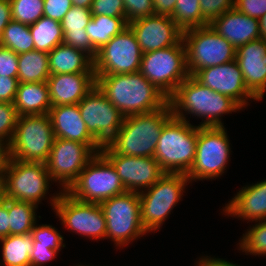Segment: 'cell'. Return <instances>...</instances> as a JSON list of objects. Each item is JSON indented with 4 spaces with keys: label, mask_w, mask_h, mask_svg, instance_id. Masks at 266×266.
Instances as JSON below:
<instances>
[{
    "label": "cell",
    "mask_w": 266,
    "mask_h": 266,
    "mask_svg": "<svg viewBox=\"0 0 266 266\" xmlns=\"http://www.w3.org/2000/svg\"><path fill=\"white\" fill-rule=\"evenodd\" d=\"M96 85L124 117L158 110L168 102L140 72L96 75Z\"/></svg>",
    "instance_id": "cell-1"
},
{
    "label": "cell",
    "mask_w": 266,
    "mask_h": 266,
    "mask_svg": "<svg viewBox=\"0 0 266 266\" xmlns=\"http://www.w3.org/2000/svg\"><path fill=\"white\" fill-rule=\"evenodd\" d=\"M168 101L174 117L184 121H188L186 119L188 114L199 117L203 122L198 126L203 127L224 126L221 121L223 114L227 115L242 109L230 97L202 85L192 75L180 83Z\"/></svg>",
    "instance_id": "cell-2"
},
{
    "label": "cell",
    "mask_w": 266,
    "mask_h": 266,
    "mask_svg": "<svg viewBox=\"0 0 266 266\" xmlns=\"http://www.w3.org/2000/svg\"><path fill=\"white\" fill-rule=\"evenodd\" d=\"M172 116L168 101L158 110L124 117L121 128L107 145L117 154L154 157L162 127Z\"/></svg>",
    "instance_id": "cell-3"
},
{
    "label": "cell",
    "mask_w": 266,
    "mask_h": 266,
    "mask_svg": "<svg viewBox=\"0 0 266 266\" xmlns=\"http://www.w3.org/2000/svg\"><path fill=\"white\" fill-rule=\"evenodd\" d=\"M172 116L162 127L154 153L164 173L186 174L196 154L198 126Z\"/></svg>",
    "instance_id": "cell-4"
},
{
    "label": "cell",
    "mask_w": 266,
    "mask_h": 266,
    "mask_svg": "<svg viewBox=\"0 0 266 266\" xmlns=\"http://www.w3.org/2000/svg\"><path fill=\"white\" fill-rule=\"evenodd\" d=\"M55 140L49 114L18 116L7 158L46 163Z\"/></svg>",
    "instance_id": "cell-5"
},
{
    "label": "cell",
    "mask_w": 266,
    "mask_h": 266,
    "mask_svg": "<svg viewBox=\"0 0 266 266\" xmlns=\"http://www.w3.org/2000/svg\"><path fill=\"white\" fill-rule=\"evenodd\" d=\"M187 183L190 180L186 174L164 173L154 185L139 193L141 221L148 233L160 229L182 199Z\"/></svg>",
    "instance_id": "cell-6"
},
{
    "label": "cell",
    "mask_w": 266,
    "mask_h": 266,
    "mask_svg": "<svg viewBox=\"0 0 266 266\" xmlns=\"http://www.w3.org/2000/svg\"><path fill=\"white\" fill-rule=\"evenodd\" d=\"M1 167L4 173L5 198L30 202L37 206L42 203L53 181L45 163L24 162L5 156Z\"/></svg>",
    "instance_id": "cell-7"
},
{
    "label": "cell",
    "mask_w": 266,
    "mask_h": 266,
    "mask_svg": "<svg viewBox=\"0 0 266 266\" xmlns=\"http://www.w3.org/2000/svg\"><path fill=\"white\" fill-rule=\"evenodd\" d=\"M106 219V238L117 247L148 233L142 224L139 193L125 192L99 203Z\"/></svg>",
    "instance_id": "cell-8"
},
{
    "label": "cell",
    "mask_w": 266,
    "mask_h": 266,
    "mask_svg": "<svg viewBox=\"0 0 266 266\" xmlns=\"http://www.w3.org/2000/svg\"><path fill=\"white\" fill-rule=\"evenodd\" d=\"M182 40L189 75L236 59V48L210 25L184 30Z\"/></svg>",
    "instance_id": "cell-9"
},
{
    "label": "cell",
    "mask_w": 266,
    "mask_h": 266,
    "mask_svg": "<svg viewBox=\"0 0 266 266\" xmlns=\"http://www.w3.org/2000/svg\"><path fill=\"white\" fill-rule=\"evenodd\" d=\"M139 72L169 99L190 76L183 40L174 46L144 53Z\"/></svg>",
    "instance_id": "cell-10"
},
{
    "label": "cell",
    "mask_w": 266,
    "mask_h": 266,
    "mask_svg": "<svg viewBox=\"0 0 266 266\" xmlns=\"http://www.w3.org/2000/svg\"><path fill=\"white\" fill-rule=\"evenodd\" d=\"M66 192L83 202L101 203L127 191L114 166L100 152L89 161Z\"/></svg>",
    "instance_id": "cell-11"
},
{
    "label": "cell",
    "mask_w": 266,
    "mask_h": 266,
    "mask_svg": "<svg viewBox=\"0 0 266 266\" xmlns=\"http://www.w3.org/2000/svg\"><path fill=\"white\" fill-rule=\"evenodd\" d=\"M224 126H198L195 159L187 173L190 182L221 176L230 160L231 147Z\"/></svg>",
    "instance_id": "cell-12"
},
{
    "label": "cell",
    "mask_w": 266,
    "mask_h": 266,
    "mask_svg": "<svg viewBox=\"0 0 266 266\" xmlns=\"http://www.w3.org/2000/svg\"><path fill=\"white\" fill-rule=\"evenodd\" d=\"M50 201L65 228L89 239H106V219L99 203L77 200L62 190L51 196Z\"/></svg>",
    "instance_id": "cell-13"
},
{
    "label": "cell",
    "mask_w": 266,
    "mask_h": 266,
    "mask_svg": "<svg viewBox=\"0 0 266 266\" xmlns=\"http://www.w3.org/2000/svg\"><path fill=\"white\" fill-rule=\"evenodd\" d=\"M142 55L134 32L127 26L97 51L93 59L95 75L139 72Z\"/></svg>",
    "instance_id": "cell-14"
},
{
    "label": "cell",
    "mask_w": 266,
    "mask_h": 266,
    "mask_svg": "<svg viewBox=\"0 0 266 266\" xmlns=\"http://www.w3.org/2000/svg\"><path fill=\"white\" fill-rule=\"evenodd\" d=\"M95 155L87 144L55 138L45 164L53 182L67 191Z\"/></svg>",
    "instance_id": "cell-15"
},
{
    "label": "cell",
    "mask_w": 266,
    "mask_h": 266,
    "mask_svg": "<svg viewBox=\"0 0 266 266\" xmlns=\"http://www.w3.org/2000/svg\"><path fill=\"white\" fill-rule=\"evenodd\" d=\"M78 106L89 133L102 146L108 144L122 126L124 119L122 113L97 85L86 94Z\"/></svg>",
    "instance_id": "cell-16"
},
{
    "label": "cell",
    "mask_w": 266,
    "mask_h": 266,
    "mask_svg": "<svg viewBox=\"0 0 266 266\" xmlns=\"http://www.w3.org/2000/svg\"><path fill=\"white\" fill-rule=\"evenodd\" d=\"M101 153L116 169L126 191L141 193L164 174L154 157L117 154L107 144L102 146Z\"/></svg>",
    "instance_id": "cell-17"
},
{
    "label": "cell",
    "mask_w": 266,
    "mask_h": 266,
    "mask_svg": "<svg viewBox=\"0 0 266 266\" xmlns=\"http://www.w3.org/2000/svg\"><path fill=\"white\" fill-rule=\"evenodd\" d=\"M202 85L234 100L241 108L248 106V100L259 101L245 86L242 71L235 60L196 71L192 75Z\"/></svg>",
    "instance_id": "cell-18"
},
{
    "label": "cell",
    "mask_w": 266,
    "mask_h": 266,
    "mask_svg": "<svg viewBox=\"0 0 266 266\" xmlns=\"http://www.w3.org/2000/svg\"><path fill=\"white\" fill-rule=\"evenodd\" d=\"M142 53L174 46L182 40L183 30L166 15H151L128 23Z\"/></svg>",
    "instance_id": "cell-19"
},
{
    "label": "cell",
    "mask_w": 266,
    "mask_h": 266,
    "mask_svg": "<svg viewBox=\"0 0 266 266\" xmlns=\"http://www.w3.org/2000/svg\"><path fill=\"white\" fill-rule=\"evenodd\" d=\"M236 61L247 89L262 100L266 92V40H252L236 49Z\"/></svg>",
    "instance_id": "cell-20"
},
{
    "label": "cell",
    "mask_w": 266,
    "mask_h": 266,
    "mask_svg": "<svg viewBox=\"0 0 266 266\" xmlns=\"http://www.w3.org/2000/svg\"><path fill=\"white\" fill-rule=\"evenodd\" d=\"M55 138L87 144L96 154L102 145L89 133L78 104L51 107L49 111Z\"/></svg>",
    "instance_id": "cell-21"
},
{
    "label": "cell",
    "mask_w": 266,
    "mask_h": 266,
    "mask_svg": "<svg viewBox=\"0 0 266 266\" xmlns=\"http://www.w3.org/2000/svg\"><path fill=\"white\" fill-rule=\"evenodd\" d=\"M52 107L78 104L96 86L95 73L50 75L47 79Z\"/></svg>",
    "instance_id": "cell-22"
},
{
    "label": "cell",
    "mask_w": 266,
    "mask_h": 266,
    "mask_svg": "<svg viewBox=\"0 0 266 266\" xmlns=\"http://www.w3.org/2000/svg\"><path fill=\"white\" fill-rule=\"evenodd\" d=\"M209 25L236 49L261 38L259 19L243 14L235 8L226 11Z\"/></svg>",
    "instance_id": "cell-23"
},
{
    "label": "cell",
    "mask_w": 266,
    "mask_h": 266,
    "mask_svg": "<svg viewBox=\"0 0 266 266\" xmlns=\"http://www.w3.org/2000/svg\"><path fill=\"white\" fill-rule=\"evenodd\" d=\"M222 210L227 216L243 220H266V179L243 186Z\"/></svg>",
    "instance_id": "cell-24"
},
{
    "label": "cell",
    "mask_w": 266,
    "mask_h": 266,
    "mask_svg": "<svg viewBox=\"0 0 266 266\" xmlns=\"http://www.w3.org/2000/svg\"><path fill=\"white\" fill-rule=\"evenodd\" d=\"M91 18L90 8L72 6L62 19L61 27L63 29V44L80 49L94 59L97 50L91 45L85 30Z\"/></svg>",
    "instance_id": "cell-25"
},
{
    "label": "cell",
    "mask_w": 266,
    "mask_h": 266,
    "mask_svg": "<svg viewBox=\"0 0 266 266\" xmlns=\"http://www.w3.org/2000/svg\"><path fill=\"white\" fill-rule=\"evenodd\" d=\"M48 58L50 75L95 73L93 59L87 53L63 43L51 50Z\"/></svg>",
    "instance_id": "cell-26"
},
{
    "label": "cell",
    "mask_w": 266,
    "mask_h": 266,
    "mask_svg": "<svg viewBox=\"0 0 266 266\" xmlns=\"http://www.w3.org/2000/svg\"><path fill=\"white\" fill-rule=\"evenodd\" d=\"M18 116L49 114L52 107L49 87L45 82H19L14 100Z\"/></svg>",
    "instance_id": "cell-27"
},
{
    "label": "cell",
    "mask_w": 266,
    "mask_h": 266,
    "mask_svg": "<svg viewBox=\"0 0 266 266\" xmlns=\"http://www.w3.org/2000/svg\"><path fill=\"white\" fill-rule=\"evenodd\" d=\"M18 81L45 82L50 76L48 53L31 50L18 54Z\"/></svg>",
    "instance_id": "cell-28"
},
{
    "label": "cell",
    "mask_w": 266,
    "mask_h": 266,
    "mask_svg": "<svg viewBox=\"0 0 266 266\" xmlns=\"http://www.w3.org/2000/svg\"><path fill=\"white\" fill-rule=\"evenodd\" d=\"M127 26L126 17L100 15L92 16L85 30L90 38L91 45L98 51Z\"/></svg>",
    "instance_id": "cell-29"
},
{
    "label": "cell",
    "mask_w": 266,
    "mask_h": 266,
    "mask_svg": "<svg viewBox=\"0 0 266 266\" xmlns=\"http://www.w3.org/2000/svg\"><path fill=\"white\" fill-rule=\"evenodd\" d=\"M33 242L31 234L8 235L1 238L2 263L4 266H30Z\"/></svg>",
    "instance_id": "cell-30"
},
{
    "label": "cell",
    "mask_w": 266,
    "mask_h": 266,
    "mask_svg": "<svg viewBox=\"0 0 266 266\" xmlns=\"http://www.w3.org/2000/svg\"><path fill=\"white\" fill-rule=\"evenodd\" d=\"M29 28L35 50L49 53L63 43V29L57 20L43 16Z\"/></svg>",
    "instance_id": "cell-31"
},
{
    "label": "cell",
    "mask_w": 266,
    "mask_h": 266,
    "mask_svg": "<svg viewBox=\"0 0 266 266\" xmlns=\"http://www.w3.org/2000/svg\"><path fill=\"white\" fill-rule=\"evenodd\" d=\"M10 235L31 234L37 221L38 206L30 202L7 199Z\"/></svg>",
    "instance_id": "cell-32"
},
{
    "label": "cell",
    "mask_w": 266,
    "mask_h": 266,
    "mask_svg": "<svg viewBox=\"0 0 266 266\" xmlns=\"http://www.w3.org/2000/svg\"><path fill=\"white\" fill-rule=\"evenodd\" d=\"M0 46L11 49L16 54L34 50V41L29 26L11 20L3 30Z\"/></svg>",
    "instance_id": "cell-33"
},
{
    "label": "cell",
    "mask_w": 266,
    "mask_h": 266,
    "mask_svg": "<svg viewBox=\"0 0 266 266\" xmlns=\"http://www.w3.org/2000/svg\"><path fill=\"white\" fill-rule=\"evenodd\" d=\"M170 17L183 31L209 25L202 16L199 0H177Z\"/></svg>",
    "instance_id": "cell-34"
},
{
    "label": "cell",
    "mask_w": 266,
    "mask_h": 266,
    "mask_svg": "<svg viewBox=\"0 0 266 266\" xmlns=\"http://www.w3.org/2000/svg\"><path fill=\"white\" fill-rule=\"evenodd\" d=\"M249 228L239 240V250L246 255L266 256V220L256 221L255 225Z\"/></svg>",
    "instance_id": "cell-35"
},
{
    "label": "cell",
    "mask_w": 266,
    "mask_h": 266,
    "mask_svg": "<svg viewBox=\"0 0 266 266\" xmlns=\"http://www.w3.org/2000/svg\"><path fill=\"white\" fill-rule=\"evenodd\" d=\"M12 20L33 25L44 16V0H9Z\"/></svg>",
    "instance_id": "cell-36"
},
{
    "label": "cell",
    "mask_w": 266,
    "mask_h": 266,
    "mask_svg": "<svg viewBox=\"0 0 266 266\" xmlns=\"http://www.w3.org/2000/svg\"><path fill=\"white\" fill-rule=\"evenodd\" d=\"M18 114L14 103L0 102V144L6 148L16 127Z\"/></svg>",
    "instance_id": "cell-37"
},
{
    "label": "cell",
    "mask_w": 266,
    "mask_h": 266,
    "mask_svg": "<svg viewBox=\"0 0 266 266\" xmlns=\"http://www.w3.org/2000/svg\"><path fill=\"white\" fill-rule=\"evenodd\" d=\"M31 235L33 236V241L38 242V245L48 246V248L56 250L57 252L66 246L63 244L64 237L50 224H35L31 231Z\"/></svg>",
    "instance_id": "cell-38"
},
{
    "label": "cell",
    "mask_w": 266,
    "mask_h": 266,
    "mask_svg": "<svg viewBox=\"0 0 266 266\" xmlns=\"http://www.w3.org/2000/svg\"><path fill=\"white\" fill-rule=\"evenodd\" d=\"M235 0H199L203 18L210 24L226 11L234 9Z\"/></svg>",
    "instance_id": "cell-39"
},
{
    "label": "cell",
    "mask_w": 266,
    "mask_h": 266,
    "mask_svg": "<svg viewBox=\"0 0 266 266\" xmlns=\"http://www.w3.org/2000/svg\"><path fill=\"white\" fill-rule=\"evenodd\" d=\"M128 23L154 15L153 0H123Z\"/></svg>",
    "instance_id": "cell-40"
},
{
    "label": "cell",
    "mask_w": 266,
    "mask_h": 266,
    "mask_svg": "<svg viewBox=\"0 0 266 266\" xmlns=\"http://www.w3.org/2000/svg\"><path fill=\"white\" fill-rule=\"evenodd\" d=\"M92 16L126 17L123 0H93Z\"/></svg>",
    "instance_id": "cell-41"
},
{
    "label": "cell",
    "mask_w": 266,
    "mask_h": 266,
    "mask_svg": "<svg viewBox=\"0 0 266 266\" xmlns=\"http://www.w3.org/2000/svg\"><path fill=\"white\" fill-rule=\"evenodd\" d=\"M18 67V54L0 46V75L17 78Z\"/></svg>",
    "instance_id": "cell-42"
},
{
    "label": "cell",
    "mask_w": 266,
    "mask_h": 266,
    "mask_svg": "<svg viewBox=\"0 0 266 266\" xmlns=\"http://www.w3.org/2000/svg\"><path fill=\"white\" fill-rule=\"evenodd\" d=\"M234 8L250 17L260 19L266 13V0H235Z\"/></svg>",
    "instance_id": "cell-43"
},
{
    "label": "cell",
    "mask_w": 266,
    "mask_h": 266,
    "mask_svg": "<svg viewBox=\"0 0 266 266\" xmlns=\"http://www.w3.org/2000/svg\"><path fill=\"white\" fill-rule=\"evenodd\" d=\"M72 6L71 0H44V16L61 22Z\"/></svg>",
    "instance_id": "cell-44"
},
{
    "label": "cell",
    "mask_w": 266,
    "mask_h": 266,
    "mask_svg": "<svg viewBox=\"0 0 266 266\" xmlns=\"http://www.w3.org/2000/svg\"><path fill=\"white\" fill-rule=\"evenodd\" d=\"M57 254L56 250L50 249L48 246L38 245V242H33L30 266H43L46 262L53 260Z\"/></svg>",
    "instance_id": "cell-45"
},
{
    "label": "cell",
    "mask_w": 266,
    "mask_h": 266,
    "mask_svg": "<svg viewBox=\"0 0 266 266\" xmlns=\"http://www.w3.org/2000/svg\"><path fill=\"white\" fill-rule=\"evenodd\" d=\"M18 84V78L0 75V102L14 103Z\"/></svg>",
    "instance_id": "cell-46"
},
{
    "label": "cell",
    "mask_w": 266,
    "mask_h": 266,
    "mask_svg": "<svg viewBox=\"0 0 266 266\" xmlns=\"http://www.w3.org/2000/svg\"><path fill=\"white\" fill-rule=\"evenodd\" d=\"M10 235L7 198L0 201V239Z\"/></svg>",
    "instance_id": "cell-47"
},
{
    "label": "cell",
    "mask_w": 266,
    "mask_h": 266,
    "mask_svg": "<svg viewBox=\"0 0 266 266\" xmlns=\"http://www.w3.org/2000/svg\"><path fill=\"white\" fill-rule=\"evenodd\" d=\"M177 0H153L154 14L171 16Z\"/></svg>",
    "instance_id": "cell-48"
},
{
    "label": "cell",
    "mask_w": 266,
    "mask_h": 266,
    "mask_svg": "<svg viewBox=\"0 0 266 266\" xmlns=\"http://www.w3.org/2000/svg\"><path fill=\"white\" fill-rule=\"evenodd\" d=\"M12 20L11 4L9 0H0V38L3 30Z\"/></svg>",
    "instance_id": "cell-49"
},
{
    "label": "cell",
    "mask_w": 266,
    "mask_h": 266,
    "mask_svg": "<svg viewBox=\"0 0 266 266\" xmlns=\"http://www.w3.org/2000/svg\"><path fill=\"white\" fill-rule=\"evenodd\" d=\"M196 266H240L233 264L229 261H226L225 259L215 258V257H209L206 256L199 258V260L196 262Z\"/></svg>",
    "instance_id": "cell-50"
},
{
    "label": "cell",
    "mask_w": 266,
    "mask_h": 266,
    "mask_svg": "<svg viewBox=\"0 0 266 266\" xmlns=\"http://www.w3.org/2000/svg\"><path fill=\"white\" fill-rule=\"evenodd\" d=\"M260 36L266 40V13L259 19Z\"/></svg>",
    "instance_id": "cell-51"
},
{
    "label": "cell",
    "mask_w": 266,
    "mask_h": 266,
    "mask_svg": "<svg viewBox=\"0 0 266 266\" xmlns=\"http://www.w3.org/2000/svg\"><path fill=\"white\" fill-rule=\"evenodd\" d=\"M73 6H80L84 8H90L92 6L93 0H71Z\"/></svg>",
    "instance_id": "cell-52"
},
{
    "label": "cell",
    "mask_w": 266,
    "mask_h": 266,
    "mask_svg": "<svg viewBox=\"0 0 266 266\" xmlns=\"http://www.w3.org/2000/svg\"><path fill=\"white\" fill-rule=\"evenodd\" d=\"M4 198V173L0 168V201Z\"/></svg>",
    "instance_id": "cell-53"
},
{
    "label": "cell",
    "mask_w": 266,
    "mask_h": 266,
    "mask_svg": "<svg viewBox=\"0 0 266 266\" xmlns=\"http://www.w3.org/2000/svg\"><path fill=\"white\" fill-rule=\"evenodd\" d=\"M4 158H5V148L0 144V168L3 165Z\"/></svg>",
    "instance_id": "cell-54"
}]
</instances>
